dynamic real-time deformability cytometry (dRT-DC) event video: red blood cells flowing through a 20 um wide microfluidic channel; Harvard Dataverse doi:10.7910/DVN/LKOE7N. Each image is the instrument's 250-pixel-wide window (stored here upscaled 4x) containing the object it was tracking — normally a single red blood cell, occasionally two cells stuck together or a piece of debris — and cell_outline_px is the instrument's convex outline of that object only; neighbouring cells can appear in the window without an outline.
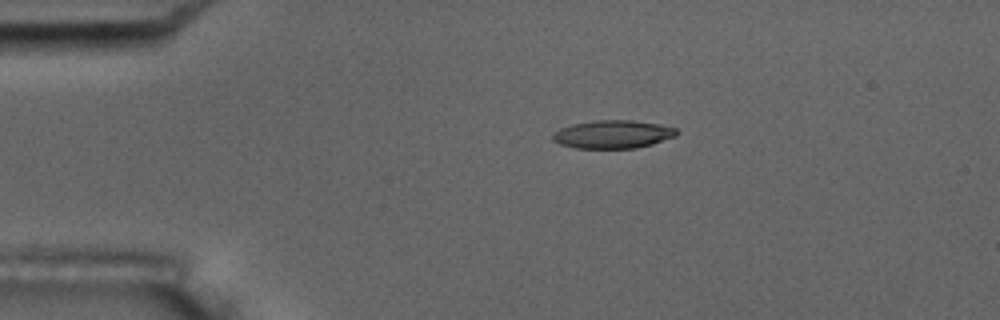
{"species": "common noctule bat (a hibernating species)", "species_latin": "Nyctalus noctula", "temperature_condition": "room temperature", "stored_images_in_passage": 11, "camera_frame_rate_fps": 3000, "um_per_image_px": 0.085, "animal": {"sex": "male", "body_mass_g": 17.5, "forearm_length_mm": 52.3}, "frame": {"image": 1, "passage_image": 4, "time_ms": 3.333, "image_size_px": [1000, 320], "cell_outline_px": [[680, 132], [676, 136], [652, 144], [636, 148], [576, 148], [560, 144], [552, 140], [552, 132], [560, 128], [572, 124], [596, 120], [632, 120], [660, 124], [676, 128]], "centroid_in_image_um": [52.09, 11.41], "position_along_channel_um": 32.9, "area_um2": 20.46}}